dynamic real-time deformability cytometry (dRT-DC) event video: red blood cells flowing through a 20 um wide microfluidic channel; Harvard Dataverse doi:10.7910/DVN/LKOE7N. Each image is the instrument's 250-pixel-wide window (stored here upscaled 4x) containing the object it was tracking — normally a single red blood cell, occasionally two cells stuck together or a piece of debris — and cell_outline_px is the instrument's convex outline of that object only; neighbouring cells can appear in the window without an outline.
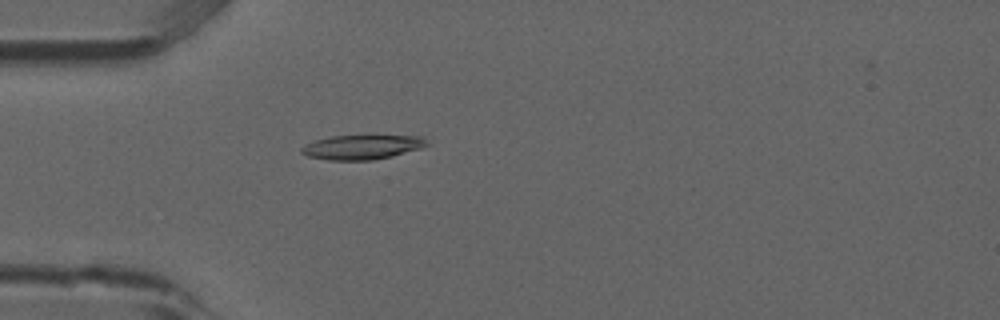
{"species": "common noctule bat (a hibernating species)", "species_latin": "Nyctalus noctula", "temperature_condition": "room temperature", "stored_images_in_passage": 4, "camera_frame_rate_fps": 3000, "um_per_image_px": 0.085, "animal": {"sex": "male", "forearm_length_mm": 52.5}, "frame": {"image": 1, "passage_image": 4, "time_ms": 1.0, "image_size_px": [1000, 320], "cell_outline_px": [[432, 144], [420, 148], [392, 156], [372, 160], [328, 160], [308, 156], [300, 152], [300, 148], [316, 140], [332, 136], [420, 136]], "centroid_in_image_um": [30.79, 12.51], "position_along_channel_um": 54.2, "area_um2": 17.63}}